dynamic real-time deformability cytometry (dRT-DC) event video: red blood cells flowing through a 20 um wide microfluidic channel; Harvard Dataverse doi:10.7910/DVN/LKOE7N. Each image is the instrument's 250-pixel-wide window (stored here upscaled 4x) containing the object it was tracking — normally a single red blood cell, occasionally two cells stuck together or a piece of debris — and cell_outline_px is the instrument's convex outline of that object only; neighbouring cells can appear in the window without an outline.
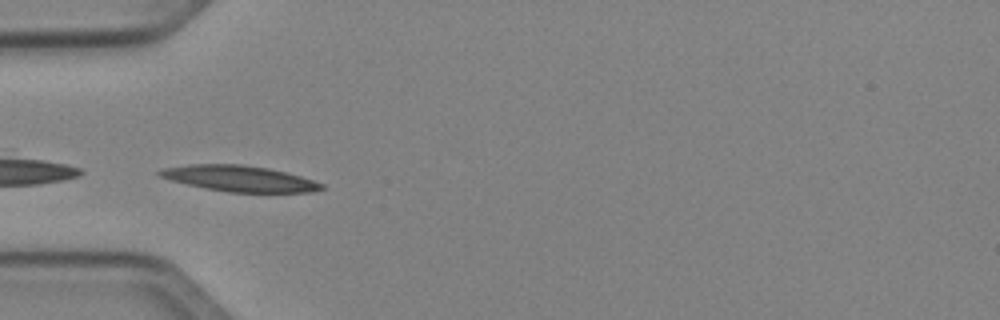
{"species": "Egyptian fruit bat (a non-hibernating species)", "species_latin": "Rousettus aegyptiacus", "temperature_condition": "cold", "stored_images_in_passage": 7, "camera_frame_rate_fps": 3000, "um_per_image_px": 0.085, "animal": {"sex": "female"}, "frame": {"image": 1, "passage_image": 1, "time_ms": 0.0, "image_size_px": [1000, 320], "cell_outline_px": [[324, 188], [308, 192], [228, 192], [204, 188], [156, 176], [156, 172], [160, 168], [188, 164], [240, 164], [268, 168], [300, 176], [324, 184]], "centroid_in_image_um": [20.27, 15.16], "position_along_channel_um": 64.7, "area_um2": 24.33}}
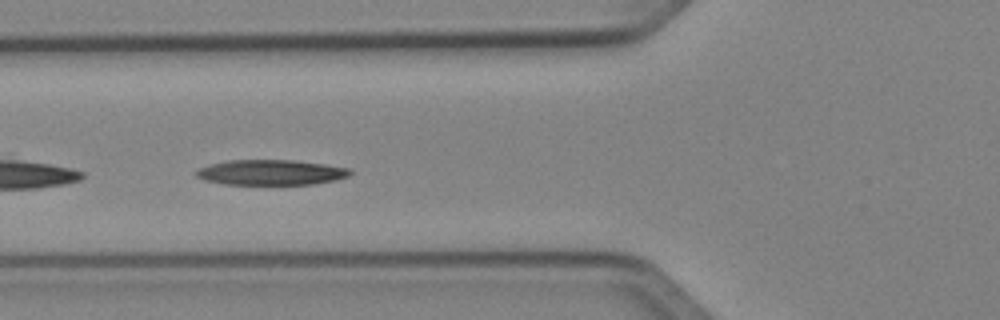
{"frame": {"image": 2, "passage_image": 4, "time_ms": 1.0, "image_size_px": [1000, 320], "cell_outline_px": [[352, 172], [348, 176], [336, 180], [312, 184], [224, 184], [204, 180], [196, 176], [192, 172], [196, 168], [228, 160], [292, 160], [324, 164], [348, 168]], "centroid_in_image_um": [22.97, 14.65], "position_along_channel_um": 102.8, "area_um2": 22.66}}